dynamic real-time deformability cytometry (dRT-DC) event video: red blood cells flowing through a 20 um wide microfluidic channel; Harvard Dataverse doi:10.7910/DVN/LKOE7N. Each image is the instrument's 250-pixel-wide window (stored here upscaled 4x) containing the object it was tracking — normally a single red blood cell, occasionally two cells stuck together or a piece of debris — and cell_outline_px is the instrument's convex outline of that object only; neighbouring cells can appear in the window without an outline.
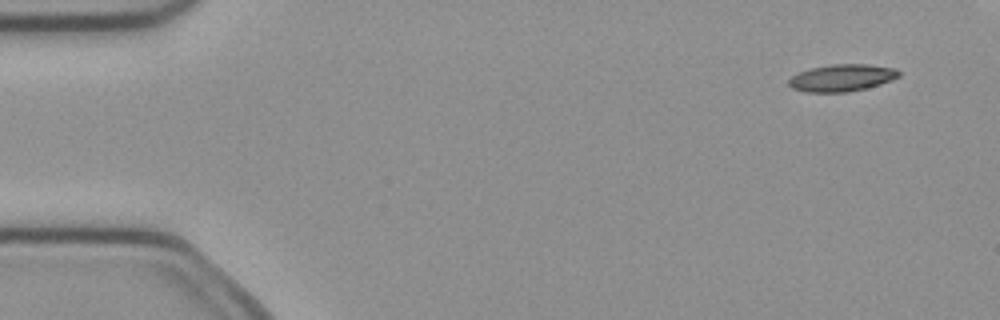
{"species": "common noctule bat (a hibernating species)", "species_latin": "Nyctalus noctula", "temperature_condition": "cold", "stored_images_in_passage": 5, "camera_frame_rate_fps": 3000, "um_per_image_px": 0.085, "animal": {"sex": "female", "body_mass_g": 21.9}, "frame": {"image": 1, "passage_image": 1, "time_ms": 0.0, "image_size_px": [1000, 320], "cell_outline_px": [[900, 76], [892, 80], [880, 84], [848, 92], [804, 92], [792, 88], [788, 84], [788, 80], [792, 76], [808, 68], [832, 64], [868, 64], [896, 68], [900, 72]], "centroid_in_image_um": [71.56, 6.61], "position_along_channel_um": 13.4, "area_um2": 17.46}}